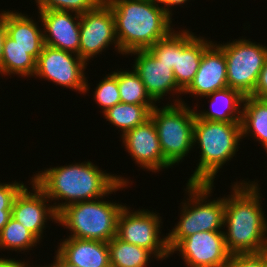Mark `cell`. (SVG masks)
I'll return each mask as SVG.
<instances>
[{
	"instance_id": "cell-1",
	"label": "cell",
	"mask_w": 267,
	"mask_h": 267,
	"mask_svg": "<svg viewBox=\"0 0 267 267\" xmlns=\"http://www.w3.org/2000/svg\"><path fill=\"white\" fill-rule=\"evenodd\" d=\"M32 176V181L48 199L55 200L53 207L57 213L72 203L107 197L130 184L126 177L102 171L88 160L50 167ZM56 200L62 202L57 203Z\"/></svg>"
},
{
	"instance_id": "cell-2",
	"label": "cell",
	"mask_w": 267,
	"mask_h": 267,
	"mask_svg": "<svg viewBox=\"0 0 267 267\" xmlns=\"http://www.w3.org/2000/svg\"><path fill=\"white\" fill-rule=\"evenodd\" d=\"M225 199L223 231L228 251L233 254L267 250V220L261 206L257 182H234ZM261 194V196H260Z\"/></svg>"
},
{
	"instance_id": "cell-3",
	"label": "cell",
	"mask_w": 267,
	"mask_h": 267,
	"mask_svg": "<svg viewBox=\"0 0 267 267\" xmlns=\"http://www.w3.org/2000/svg\"><path fill=\"white\" fill-rule=\"evenodd\" d=\"M103 1L114 16L121 55L149 49L173 30V19L156 0Z\"/></svg>"
},
{
	"instance_id": "cell-4",
	"label": "cell",
	"mask_w": 267,
	"mask_h": 267,
	"mask_svg": "<svg viewBox=\"0 0 267 267\" xmlns=\"http://www.w3.org/2000/svg\"><path fill=\"white\" fill-rule=\"evenodd\" d=\"M242 138L240 122H219L195 117L193 145L200 148V159L187 183L214 184L215 176L233 159Z\"/></svg>"
},
{
	"instance_id": "cell-5",
	"label": "cell",
	"mask_w": 267,
	"mask_h": 267,
	"mask_svg": "<svg viewBox=\"0 0 267 267\" xmlns=\"http://www.w3.org/2000/svg\"><path fill=\"white\" fill-rule=\"evenodd\" d=\"M214 184L187 183V200L181 202L180 219L169 231L167 245L171 251L182 239L202 231H222L224 228L225 199L208 200ZM222 229V230H221Z\"/></svg>"
},
{
	"instance_id": "cell-6",
	"label": "cell",
	"mask_w": 267,
	"mask_h": 267,
	"mask_svg": "<svg viewBox=\"0 0 267 267\" xmlns=\"http://www.w3.org/2000/svg\"><path fill=\"white\" fill-rule=\"evenodd\" d=\"M103 198L72 203L58 212L57 223L69 229L68 237L108 243L117 236L118 216L125 205Z\"/></svg>"
},
{
	"instance_id": "cell-7",
	"label": "cell",
	"mask_w": 267,
	"mask_h": 267,
	"mask_svg": "<svg viewBox=\"0 0 267 267\" xmlns=\"http://www.w3.org/2000/svg\"><path fill=\"white\" fill-rule=\"evenodd\" d=\"M182 103L156 105L150 113L155 124L163 157L173 166L187 157L193 147L195 108ZM183 159V160H182Z\"/></svg>"
},
{
	"instance_id": "cell-8",
	"label": "cell",
	"mask_w": 267,
	"mask_h": 267,
	"mask_svg": "<svg viewBox=\"0 0 267 267\" xmlns=\"http://www.w3.org/2000/svg\"><path fill=\"white\" fill-rule=\"evenodd\" d=\"M235 40L215 44L225 55L228 87L243 96H251L267 59V46L243 39V36Z\"/></svg>"
},
{
	"instance_id": "cell-9",
	"label": "cell",
	"mask_w": 267,
	"mask_h": 267,
	"mask_svg": "<svg viewBox=\"0 0 267 267\" xmlns=\"http://www.w3.org/2000/svg\"><path fill=\"white\" fill-rule=\"evenodd\" d=\"M162 217L148 209L131 210L126 205L119 213L117 220V237L126 243H131L150 250L157 260L170 257L167 236L160 237Z\"/></svg>"
},
{
	"instance_id": "cell-10",
	"label": "cell",
	"mask_w": 267,
	"mask_h": 267,
	"mask_svg": "<svg viewBox=\"0 0 267 267\" xmlns=\"http://www.w3.org/2000/svg\"><path fill=\"white\" fill-rule=\"evenodd\" d=\"M86 63L74 53L44 45L36 60L33 77L52 81L61 87L76 90L86 94L90 89L85 76Z\"/></svg>"
},
{
	"instance_id": "cell-11",
	"label": "cell",
	"mask_w": 267,
	"mask_h": 267,
	"mask_svg": "<svg viewBox=\"0 0 267 267\" xmlns=\"http://www.w3.org/2000/svg\"><path fill=\"white\" fill-rule=\"evenodd\" d=\"M119 54L114 16L111 8L102 1L95 9L80 14L79 57L86 63L113 45Z\"/></svg>"
},
{
	"instance_id": "cell-12",
	"label": "cell",
	"mask_w": 267,
	"mask_h": 267,
	"mask_svg": "<svg viewBox=\"0 0 267 267\" xmlns=\"http://www.w3.org/2000/svg\"><path fill=\"white\" fill-rule=\"evenodd\" d=\"M179 251V252H178ZM182 255L186 267H226L231 258L223 231H202L182 239L171 251Z\"/></svg>"
},
{
	"instance_id": "cell-13",
	"label": "cell",
	"mask_w": 267,
	"mask_h": 267,
	"mask_svg": "<svg viewBox=\"0 0 267 267\" xmlns=\"http://www.w3.org/2000/svg\"><path fill=\"white\" fill-rule=\"evenodd\" d=\"M134 56L135 62L132 69L137 73L147 93L157 103V101L167 96V94L176 95L178 99H173L174 104L182 103L179 98L183 91L177 86L173 69L156 58L148 49L135 50L128 53Z\"/></svg>"
},
{
	"instance_id": "cell-14",
	"label": "cell",
	"mask_w": 267,
	"mask_h": 267,
	"mask_svg": "<svg viewBox=\"0 0 267 267\" xmlns=\"http://www.w3.org/2000/svg\"><path fill=\"white\" fill-rule=\"evenodd\" d=\"M30 184L32 190L25 186L15 197L11 216L40 241L48 219L57 223L58 213L46 194L32 180Z\"/></svg>"
},
{
	"instance_id": "cell-15",
	"label": "cell",
	"mask_w": 267,
	"mask_h": 267,
	"mask_svg": "<svg viewBox=\"0 0 267 267\" xmlns=\"http://www.w3.org/2000/svg\"><path fill=\"white\" fill-rule=\"evenodd\" d=\"M120 136L128 154L134 159L132 161L143 170L156 173L173 167L163 157L157 130L151 118Z\"/></svg>"
},
{
	"instance_id": "cell-16",
	"label": "cell",
	"mask_w": 267,
	"mask_h": 267,
	"mask_svg": "<svg viewBox=\"0 0 267 267\" xmlns=\"http://www.w3.org/2000/svg\"><path fill=\"white\" fill-rule=\"evenodd\" d=\"M37 13L45 45L79 55L80 14L56 10H38Z\"/></svg>"
},
{
	"instance_id": "cell-17",
	"label": "cell",
	"mask_w": 267,
	"mask_h": 267,
	"mask_svg": "<svg viewBox=\"0 0 267 267\" xmlns=\"http://www.w3.org/2000/svg\"><path fill=\"white\" fill-rule=\"evenodd\" d=\"M228 87L224 52L215 41L203 52L199 68L190 85L182 94L204 97Z\"/></svg>"
},
{
	"instance_id": "cell-18",
	"label": "cell",
	"mask_w": 267,
	"mask_h": 267,
	"mask_svg": "<svg viewBox=\"0 0 267 267\" xmlns=\"http://www.w3.org/2000/svg\"><path fill=\"white\" fill-rule=\"evenodd\" d=\"M213 43L188 29L176 31V66L173 68L177 86L184 91L199 68L203 52Z\"/></svg>"
},
{
	"instance_id": "cell-19",
	"label": "cell",
	"mask_w": 267,
	"mask_h": 267,
	"mask_svg": "<svg viewBox=\"0 0 267 267\" xmlns=\"http://www.w3.org/2000/svg\"><path fill=\"white\" fill-rule=\"evenodd\" d=\"M58 244L56 252L72 265L111 267L107 242L67 237Z\"/></svg>"
},
{
	"instance_id": "cell-20",
	"label": "cell",
	"mask_w": 267,
	"mask_h": 267,
	"mask_svg": "<svg viewBox=\"0 0 267 267\" xmlns=\"http://www.w3.org/2000/svg\"><path fill=\"white\" fill-rule=\"evenodd\" d=\"M32 17L21 12L6 11L7 35L16 41V44L30 50V55L37 60L42 52L44 43L43 28Z\"/></svg>"
},
{
	"instance_id": "cell-21",
	"label": "cell",
	"mask_w": 267,
	"mask_h": 267,
	"mask_svg": "<svg viewBox=\"0 0 267 267\" xmlns=\"http://www.w3.org/2000/svg\"><path fill=\"white\" fill-rule=\"evenodd\" d=\"M210 99V108L199 110L195 107V114L202 120L219 122H241L244 97L238 90L226 87L212 92L203 98Z\"/></svg>"
},
{
	"instance_id": "cell-22",
	"label": "cell",
	"mask_w": 267,
	"mask_h": 267,
	"mask_svg": "<svg viewBox=\"0 0 267 267\" xmlns=\"http://www.w3.org/2000/svg\"><path fill=\"white\" fill-rule=\"evenodd\" d=\"M242 138L250 136L267 149V100L245 96L241 115Z\"/></svg>"
},
{
	"instance_id": "cell-23",
	"label": "cell",
	"mask_w": 267,
	"mask_h": 267,
	"mask_svg": "<svg viewBox=\"0 0 267 267\" xmlns=\"http://www.w3.org/2000/svg\"><path fill=\"white\" fill-rule=\"evenodd\" d=\"M36 69V60L30 55V50L16 44L8 35L5 36L3 53L0 61V74L19 75L18 77H33Z\"/></svg>"
},
{
	"instance_id": "cell-24",
	"label": "cell",
	"mask_w": 267,
	"mask_h": 267,
	"mask_svg": "<svg viewBox=\"0 0 267 267\" xmlns=\"http://www.w3.org/2000/svg\"><path fill=\"white\" fill-rule=\"evenodd\" d=\"M156 104H128L120 102L103 112L106 121L121 131L123 135L128 130L143 124L150 118L151 110Z\"/></svg>"
},
{
	"instance_id": "cell-25",
	"label": "cell",
	"mask_w": 267,
	"mask_h": 267,
	"mask_svg": "<svg viewBox=\"0 0 267 267\" xmlns=\"http://www.w3.org/2000/svg\"><path fill=\"white\" fill-rule=\"evenodd\" d=\"M108 249L111 267H146L151 259H157L150 250L126 243L117 236L108 242Z\"/></svg>"
},
{
	"instance_id": "cell-26",
	"label": "cell",
	"mask_w": 267,
	"mask_h": 267,
	"mask_svg": "<svg viewBox=\"0 0 267 267\" xmlns=\"http://www.w3.org/2000/svg\"><path fill=\"white\" fill-rule=\"evenodd\" d=\"M117 78L120 101L128 104H157L147 93L145 85L134 70L111 72Z\"/></svg>"
},
{
	"instance_id": "cell-27",
	"label": "cell",
	"mask_w": 267,
	"mask_h": 267,
	"mask_svg": "<svg viewBox=\"0 0 267 267\" xmlns=\"http://www.w3.org/2000/svg\"><path fill=\"white\" fill-rule=\"evenodd\" d=\"M40 241L12 216L0 231V249L17 252L32 250Z\"/></svg>"
},
{
	"instance_id": "cell-28",
	"label": "cell",
	"mask_w": 267,
	"mask_h": 267,
	"mask_svg": "<svg viewBox=\"0 0 267 267\" xmlns=\"http://www.w3.org/2000/svg\"><path fill=\"white\" fill-rule=\"evenodd\" d=\"M103 78L95 87L93 94V99L99 108H102V113L121 102L117 78L112 73Z\"/></svg>"
},
{
	"instance_id": "cell-29",
	"label": "cell",
	"mask_w": 267,
	"mask_h": 267,
	"mask_svg": "<svg viewBox=\"0 0 267 267\" xmlns=\"http://www.w3.org/2000/svg\"><path fill=\"white\" fill-rule=\"evenodd\" d=\"M103 0H35L38 10H56L83 14L95 9Z\"/></svg>"
},
{
	"instance_id": "cell-30",
	"label": "cell",
	"mask_w": 267,
	"mask_h": 267,
	"mask_svg": "<svg viewBox=\"0 0 267 267\" xmlns=\"http://www.w3.org/2000/svg\"><path fill=\"white\" fill-rule=\"evenodd\" d=\"M156 58L170 66H176V31L173 29L165 38L160 39L148 49Z\"/></svg>"
},
{
	"instance_id": "cell-31",
	"label": "cell",
	"mask_w": 267,
	"mask_h": 267,
	"mask_svg": "<svg viewBox=\"0 0 267 267\" xmlns=\"http://www.w3.org/2000/svg\"><path fill=\"white\" fill-rule=\"evenodd\" d=\"M267 250L259 253L233 254L226 267H266Z\"/></svg>"
},
{
	"instance_id": "cell-32",
	"label": "cell",
	"mask_w": 267,
	"mask_h": 267,
	"mask_svg": "<svg viewBox=\"0 0 267 267\" xmlns=\"http://www.w3.org/2000/svg\"><path fill=\"white\" fill-rule=\"evenodd\" d=\"M23 182L0 183V210H12L18 193L25 187Z\"/></svg>"
},
{
	"instance_id": "cell-33",
	"label": "cell",
	"mask_w": 267,
	"mask_h": 267,
	"mask_svg": "<svg viewBox=\"0 0 267 267\" xmlns=\"http://www.w3.org/2000/svg\"><path fill=\"white\" fill-rule=\"evenodd\" d=\"M251 96L267 100V59Z\"/></svg>"
},
{
	"instance_id": "cell-34",
	"label": "cell",
	"mask_w": 267,
	"mask_h": 267,
	"mask_svg": "<svg viewBox=\"0 0 267 267\" xmlns=\"http://www.w3.org/2000/svg\"><path fill=\"white\" fill-rule=\"evenodd\" d=\"M7 35L6 31V11H1L0 13V61L2 58V53H3V45H4V40L5 36Z\"/></svg>"
},
{
	"instance_id": "cell-35",
	"label": "cell",
	"mask_w": 267,
	"mask_h": 267,
	"mask_svg": "<svg viewBox=\"0 0 267 267\" xmlns=\"http://www.w3.org/2000/svg\"><path fill=\"white\" fill-rule=\"evenodd\" d=\"M165 10V12L172 18V11L170 8L174 7L175 5H183L187 3L189 0H156Z\"/></svg>"
},
{
	"instance_id": "cell-36",
	"label": "cell",
	"mask_w": 267,
	"mask_h": 267,
	"mask_svg": "<svg viewBox=\"0 0 267 267\" xmlns=\"http://www.w3.org/2000/svg\"><path fill=\"white\" fill-rule=\"evenodd\" d=\"M0 267H34L33 265L30 266V263H26L25 261H18L15 260V258L11 259V258H0ZM36 267H39V265H37Z\"/></svg>"
},
{
	"instance_id": "cell-37",
	"label": "cell",
	"mask_w": 267,
	"mask_h": 267,
	"mask_svg": "<svg viewBox=\"0 0 267 267\" xmlns=\"http://www.w3.org/2000/svg\"><path fill=\"white\" fill-rule=\"evenodd\" d=\"M55 256H54V261L53 263H51V265L49 264L44 265V266H39V267H78L75 265L70 264L68 261H66L58 252L56 253L55 251Z\"/></svg>"
},
{
	"instance_id": "cell-38",
	"label": "cell",
	"mask_w": 267,
	"mask_h": 267,
	"mask_svg": "<svg viewBox=\"0 0 267 267\" xmlns=\"http://www.w3.org/2000/svg\"><path fill=\"white\" fill-rule=\"evenodd\" d=\"M11 217V210H0V231L8 223Z\"/></svg>"
}]
</instances>
